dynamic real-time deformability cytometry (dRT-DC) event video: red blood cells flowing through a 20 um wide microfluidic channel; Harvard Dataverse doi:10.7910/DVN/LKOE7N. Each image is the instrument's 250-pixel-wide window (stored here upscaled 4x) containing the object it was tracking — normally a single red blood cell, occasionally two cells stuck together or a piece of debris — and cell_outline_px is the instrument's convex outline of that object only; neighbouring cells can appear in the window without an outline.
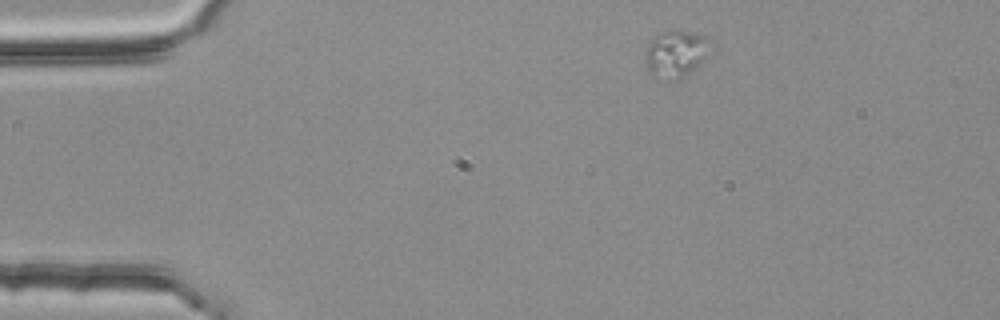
{"species": "common noctule bat (a hibernating species)", "species_latin": "Nyctalus noctula", "temperature_condition": "room temperature", "stored_images_in_passage": 4, "segment_of_instrument_passage": [2, 2], "camera_frame_rate_fps": 3000, "um_per_image_px": 0.085, "animal": {"sex": "female", "body_mass_g": 25.1}, "frame": {"image": 1, "passage_image": 4, "time_ms": 1.0, "image_size_px": [1000, 320], "cell_outline_px": [[712, 40], [704, 56], [688, 72], [680, 76], [652, 76], [644, 60], [648, 44], [660, 32], [668, 28], [696, 32], [708, 36]], "centroid_in_image_um": [57.42, 4.43], "position_along_channel_um": 27.6, "area_um2": 17.11}}